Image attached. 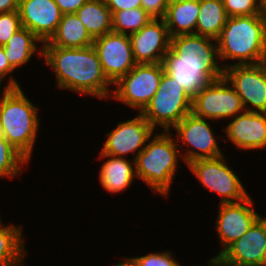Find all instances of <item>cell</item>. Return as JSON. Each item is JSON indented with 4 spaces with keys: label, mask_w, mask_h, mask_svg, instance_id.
<instances>
[{
    "label": "cell",
    "mask_w": 266,
    "mask_h": 266,
    "mask_svg": "<svg viewBox=\"0 0 266 266\" xmlns=\"http://www.w3.org/2000/svg\"><path fill=\"white\" fill-rule=\"evenodd\" d=\"M42 60L51 69L56 88L81 96L98 97L109 102L113 84L105 76L98 54L93 46L61 48L43 46Z\"/></svg>",
    "instance_id": "obj_1"
},
{
    "label": "cell",
    "mask_w": 266,
    "mask_h": 266,
    "mask_svg": "<svg viewBox=\"0 0 266 266\" xmlns=\"http://www.w3.org/2000/svg\"><path fill=\"white\" fill-rule=\"evenodd\" d=\"M216 43L224 69L266 62V19L263 14L228 17Z\"/></svg>",
    "instance_id": "obj_2"
},
{
    "label": "cell",
    "mask_w": 266,
    "mask_h": 266,
    "mask_svg": "<svg viewBox=\"0 0 266 266\" xmlns=\"http://www.w3.org/2000/svg\"><path fill=\"white\" fill-rule=\"evenodd\" d=\"M180 162L185 164L173 133L155 131L135 159L137 179L144 182L151 193L166 199L181 168Z\"/></svg>",
    "instance_id": "obj_3"
},
{
    "label": "cell",
    "mask_w": 266,
    "mask_h": 266,
    "mask_svg": "<svg viewBox=\"0 0 266 266\" xmlns=\"http://www.w3.org/2000/svg\"><path fill=\"white\" fill-rule=\"evenodd\" d=\"M23 87L7 88L0 95V134L29 162L40 130L39 107Z\"/></svg>",
    "instance_id": "obj_4"
},
{
    "label": "cell",
    "mask_w": 266,
    "mask_h": 266,
    "mask_svg": "<svg viewBox=\"0 0 266 266\" xmlns=\"http://www.w3.org/2000/svg\"><path fill=\"white\" fill-rule=\"evenodd\" d=\"M190 113H192V98L165 72L157 92L141 112L155 131L164 132H171Z\"/></svg>",
    "instance_id": "obj_5"
},
{
    "label": "cell",
    "mask_w": 266,
    "mask_h": 266,
    "mask_svg": "<svg viewBox=\"0 0 266 266\" xmlns=\"http://www.w3.org/2000/svg\"><path fill=\"white\" fill-rule=\"evenodd\" d=\"M225 154L207 159L192 161L186 165L188 171L196 177L204 191L218 195V203H238L250 196L241 177L228 164Z\"/></svg>",
    "instance_id": "obj_6"
},
{
    "label": "cell",
    "mask_w": 266,
    "mask_h": 266,
    "mask_svg": "<svg viewBox=\"0 0 266 266\" xmlns=\"http://www.w3.org/2000/svg\"><path fill=\"white\" fill-rule=\"evenodd\" d=\"M212 122L216 123L190 113L171 130L185 162L184 166L195 160L215 158L226 154L219 145L220 142L217 139L220 136H216L218 134L215 133Z\"/></svg>",
    "instance_id": "obj_7"
},
{
    "label": "cell",
    "mask_w": 266,
    "mask_h": 266,
    "mask_svg": "<svg viewBox=\"0 0 266 266\" xmlns=\"http://www.w3.org/2000/svg\"><path fill=\"white\" fill-rule=\"evenodd\" d=\"M164 72L163 63L136 64L113 84L110 99L141 113L157 92Z\"/></svg>",
    "instance_id": "obj_8"
},
{
    "label": "cell",
    "mask_w": 266,
    "mask_h": 266,
    "mask_svg": "<svg viewBox=\"0 0 266 266\" xmlns=\"http://www.w3.org/2000/svg\"><path fill=\"white\" fill-rule=\"evenodd\" d=\"M245 111L240 96L225 77L207 84L192 98V113L215 122L226 123Z\"/></svg>",
    "instance_id": "obj_9"
},
{
    "label": "cell",
    "mask_w": 266,
    "mask_h": 266,
    "mask_svg": "<svg viewBox=\"0 0 266 266\" xmlns=\"http://www.w3.org/2000/svg\"><path fill=\"white\" fill-rule=\"evenodd\" d=\"M249 196L244 201L238 203H218L215 231L220 248L217 254L205 261L211 265L232 243L242 237L252 224L262 215L256 211L255 200Z\"/></svg>",
    "instance_id": "obj_10"
},
{
    "label": "cell",
    "mask_w": 266,
    "mask_h": 266,
    "mask_svg": "<svg viewBox=\"0 0 266 266\" xmlns=\"http://www.w3.org/2000/svg\"><path fill=\"white\" fill-rule=\"evenodd\" d=\"M135 114L133 118L117 122V125L106 133L100 153L129 159L131 156L133 160L137 158L155 130L141 113Z\"/></svg>",
    "instance_id": "obj_11"
},
{
    "label": "cell",
    "mask_w": 266,
    "mask_h": 266,
    "mask_svg": "<svg viewBox=\"0 0 266 266\" xmlns=\"http://www.w3.org/2000/svg\"><path fill=\"white\" fill-rule=\"evenodd\" d=\"M211 265L266 266V215H261L248 231L232 243Z\"/></svg>",
    "instance_id": "obj_12"
},
{
    "label": "cell",
    "mask_w": 266,
    "mask_h": 266,
    "mask_svg": "<svg viewBox=\"0 0 266 266\" xmlns=\"http://www.w3.org/2000/svg\"><path fill=\"white\" fill-rule=\"evenodd\" d=\"M224 77L235 88L246 111L266 113V62L227 67Z\"/></svg>",
    "instance_id": "obj_13"
},
{
    "label": "cell",
    "mask_w": 266,
    "mask_h": 266,
    "mask_svg": "<svg viewBox=\"0 0 266 266\" xmlns=\"http://www.w3.org/2000/svg\"><path fill=\"white\" fill-rule=\"evenodd\" d=\"M93 47L98 54L105 76L112 84L137 64L129 35L110 32L94 39Z\"/></svg>",
    "instance_id": "obj_14"
},
{
    "label": "cell",
    "mask_w": 266,
    "mask_h": 266,
    "mask_svg": "<svg viewBox=\"0 0 266 266\" xmlns=\"http://www.w3.org/2000/svg\"><path fill=\"white\" fill-rule=\"evenodd\" d=\"M225 124L221 129L225 134L220 137L221 143L230 142L235 149L246 153L266 149V113L245 111Z\"/></svg>",
    "instance_id": "obj_15"
},
{
    "label": "cell",
    "mask_w": 266,
    "mask_h": 266,
    "mask_svg": "<svg viewBox=\"0 0 266 266\" xmlns=\"http://www.w3.org/2000/svg\"><path fill=\"white\" fill-rule=\"evenodd\" d=\"M162 63L222 65L216 40L198 34L172 37Z\"/></svg>",
    "instance_id": "obj_16"
},
{
    "label": "cell",
    "mask_w": 266,
    "mask_h": 266,
    "mask_svg": "<svg viewBox=\"0 0 266 266\" xmlns=\"http://www.w3.org/2000/svg\"><path fill=\"white\" fill-rule=\"evenodd\" d=\"M129 37L137 64L162 63L170 49L171 37L164 19L153 18Z\"/></svg>",
    "instance_id": "obj_17"
},
{
    "label": "cell",
    "mask_w": 266,
    "mask_h": 266,
    "mask_svg": "<svg viewBox=\"0 0 266 266\" xmlns=\"http://www.w3.org/2000/svg\"><path fill=\"white\" fill-rule=\"evenodd\" d=\"M18 12L22 27L43 44L54 35L63 16L54 0H19Z\"/></svg>",
    "instance_id": "obj_18"
},
{
    "label": "cell",
    "mask_w": 266,
    "mask_h": 266,
    "mask_svg": "<svg viewBox=\"0 0 266 266\" xmlns=\"http://www.w3.org/2000/svg\"><path fill=\"white\" fill-rule=\"evenodd\" d=\"M96 157L101 162L105 160L99 167L98 182L108 194L126 192L137 181L135 160L132 158L114 157L100 152Z\"/></svg>",
    "instance_id": "obj_19"
},
{
    "label": "cell",
    "mask_w": 266,
    "mask_h": 266,
    "mask_svg": "<svg viewBox=\"0 0 266 266\" xmlns=\"http://www.w3.org/2000/svg\"><path fill=\"white\" fill-rule=\"evenodd\" d=\"M165 73L177 81L193 98L202 88L212 81L224 77L222 65H190L163 63Z\"/></svg>",
    "instance_id": "obj_20"
},
{
    "label": "cell",
    "mask_w": 266,
    "mask_h": 266,
    "mask_svg": "<svg viewBox=\"0 0 266 266\" xmlns=\"http://www.w3.org/2000/svg\"><path fill=\"white\" fill-rule=\"evenodd\" d=\"M3 48L6 58L16 71L31 63L33 56L42 59L43 55V43L24 27L14 33Z\"/></svg>",
    "instance_id": "obj_21"
},
{
    "label": "cell",
    "mask_w": 266,
    "mask_h": 266,
    "mask_svg": "<svg viewBox=\"0 0 266 266\" xmlns=\"http://www.w3.org/2000/svg\"><path fill=\"white\" fill-rule=\"evenodd\" d=\"M23 226L13 222L0 226V266H27Z\"/></svg>",
    "instance_id": "obj_22"
},
{
    "label": "cell",
    "mask_w": 266,
    "mask_h": 266,
    "mask_svg": "<svg viewBox=\"0 0 266 266\" xmlns=\"http://www.w3.org/2000/svg\"><path fill=\"white\" fill-rule=\"evenodd\" d=\"M94 39L88 33L76 13L63 14L57 30L43 46L84 48L93 46Z\"/></svg>",
    "instance_id": "obj_23"
},
{
    "label": "cell",
    "mask_w": 266,
    "mask_h": 266,
    "mask_svg": "<svg viewBox=\"0 0 266 266\" xmlns=\"http://www.w3.org/2000/svg\"><path fill=\"white\" fill-rule=\"evenodd\" d=\"M200 0H183L167 6L163 18L170 37L183 34H196Z\"/></svg>",
    "instance_id": "obj_24"
},
{
    "label": "cell",
    "mask_w": 266,
    "mask_h": 266,
    "mask_svg": "<svg viewBox=\"0 0 266 266\" xmlns=\"http://www.w3.org/2000/svg\"><path fill=\"white\" fill-rule=\"evenodd\" d=\"M93 39L112 30V13L104 0H88L76 12Z\"/></svg>",
    "instance_id": "obj_25"
},
{
    "label": "cell",
    "mask_w": 266,
    "mask_h": 266,
    "mask_svg": "<svg viewBox=\"0 0 266 266\" xmlns=\"http://www.w3.org/2000/svg\"><path fill=\"white\" fill-rule=\"evenodd\" d=\"M227 18L222 0H200L196 34L216 40Z\"/></svg>",
    "instance_id": "obj_26"
},
{
    "label": "cell",
    "mask_w": 266,
    "mask_h": 266,
    "mask_svg": "<svg viewBox=\"0 0 266 266\" xmlns=\"http://www.w3.org/2000/svg\"><path fill=\"white\" fill-rule=\"evenodd\" d=\"M30 162L0 134V179L18 178ZM28 164V165H27ZM18 176V177H17Z\"/></svg>",
    "instance_id": "obj_27"
},
{
    "label": "cell",
    "mask_w": 266,
    "mask_h": 266,
    "mask_svg": "<svg viewBox=\"0 0 266 266\" xmlns=\"http://www.w3.org/2000/svg\"><path fill=\"white\" fill-rule=\"evenodd\" d=\"M152 19L142 7L116 11L112 14V30L115 33L130 35L138 32Z\"/></svg>",
    "instance_id": "obj_28"
},
{
    "label": "cell",
    "mask_w": 266,
    "mask_h": 266,
    "mask_svg": "<svg viewBox=\"0 0 266 266\" xmlns=\"http://www.w3.org/2000/svg\"><path fill=\"white\" fill-rule=\"evenodd\" d=\"M175 252L173 249L170 251L168 249L162 251H149L148 254L141 256H133L126 258L134 266H183L178 258L175 257Z\"/></svg>",
    "instance_id": "obj_29"
},
{
    "label": "cell",
    "mask_w": 266,
    "mask_h": 266,
    "mask_svg": "<svg viewBox=\"0 0 266 266\" xmlns=\"http://www.w3.org/2000/svg\"><path fill=\"white\" fill-rule=\"evenodd\" d=\"M228 17L262 14L263 0H222Z\"/></svg>",
    "instance_id": "obj_30"
},
{
    "label": "cell",
    "mask_w": 266,
    "mask_h": 266,
    "mask_svg": "<svg viewBox=\"0 0 266 266\" xmlns=\"http://www.w3.org/2000/svg\"><path fill=\"white\" fill-rule=\"evenodd\" d=\"M22 28L19 12L0 13V46L7 44L9 39Z\"/></svg>",
    "instance_id": "obj_31"
},
{
    "label": "cell",
    "mask_w": 266,
    "mask_h": 266,
    "mask_svg": "<svg viewBox=\"0 0 266 266\" xmlns=\"http://www.w3.org/2000/svg\"><path fill=\"white\" fill-rule=\"evenodd\" d=\"M15 69L11 66L6 58L4 48L0 46V81H2L8 88L21 87L19 81L14 77Z\"/></svg>",
    "instance_id": "obj_32"
},
{
    "label": "cell",
    "mask_w": 266,
    "mask_h": 266,
    "mask_svg": "<svg viewBox=\"0 0 266 266\" xmlns=\"http://www.w3.org/2000/svg\"><path fill=\"white\" fill-rule=\"evenodd\" d=\"M141 7L154 19H163L167 11L165 0H141Z\"/></svg>",
    "instance_id": "obj_33"
},
{
    "label": "cell",
    "mask_w": 266,
    "mask_h": 266,
    "mask_svg": "<svg viewBox=\"0 0 266 266\" xmlns=\"http://www.w3.org/2000/svg\"><path fill=\"white\" fill-rule=\"evenodd\" d=\"M113 14L116 11L141 7V0H104Z\"/></svg>",
    "instance_id": "obj_34"
},
{
    "label": "cell",
    "mask_w": 266,
    "mask_h": 266,
    "mask_svg": "<svg viewBox=\"0 0 266 266\" xmlns=\"http://www.w3.org/2000/svg\"><path fill=\"white\" fill-rule=\"evenodd\" d=\"M63 14L76 13L88 0H54Z\"/></svg>",
    "instance_id": "obj_35"
},
{
    "label": "cell",
    "mask_w": 266,
    "mask_h": 266,
    "mask_svg": "<svg viewBox=\"0 0 266 266\" xmlns=\"http://www.w3.org/2000/svg\"><path fill=\"white\" fill-rule=\"evenodd\" d=\"M19 0H0V13L18 10Z\"/></svg>",
    "instance_id": "obj_36"
},
{
    "label": "cell",
    "mask_w": 266,
    "mask_h": 266,
    "mask_svg": "<svg viewBox=\"0 0 266 266\" xmlns=\"http://www.w3.org/2000/svg\"><path fill=\"white\" fill-rule=\"evenodd\" d=\"M115 266H134L127 258L126 256H123L119 262L114 264Z\"/></svg>",
    "instance_id": "obj_37"
},
{
    "label": "cell",
    "mask_w": 266,
    "mask_h": 266,
    "mask_svg": "<svg viewBox=\"0 0 266 266\" xmlns=\"http://www.w3.org/2000/svg\"><path fill=\"white\" fill-rule=\"evenodd\" d=\"M262 14L264 18L266 19V0H263V3H262Z\"/></svg>",
    "instance_id": "obj_38"
},
{
    "label": "cell",
    "mask_w": 266,
    "mask_h": 266,
    "mask_svg": "<svg viewBox=\"0 0 266 266\" xmlns=\"http://www.w3.org/2000/svg\"><path fill=\"white\" fill-rule=\"evenodd\" d=\"M6 85H3V82L0 81V95L7 89Z\"/></svg>",
    "instance_id": "obj_39"
},
{
    "label": "cell",
    "mask_w": 266,
    "mask_h": 266,
    "mask_svg": "<svg viewBox=\"0 0 266 266\" xmlns=\"http://www.w3.org/2000/svg\"><path fill=\"white\" fill-rule=\"evenodd\" d=\"M181 1H183V0H165L167 6H169L170 4H173V3L181 2Z\"/></svg>",
    "instance_id": "obj_40"
},
{
    "label": "cell",
    "mask_w": 266,
    "mask_h": 266,
    "mask_svg": "<svg viewBox=\"0 0 266 266\" xmlns=\"http://www.w3.org/2000/svg\"><path fill=\"white\" fill-rule=\"evenodd\" d=\"M2 216H0V226H2L4 223L2 222Z\"/></svg>",
    "instance_id": "obj_41"
},
{
    "label": "cell",
    "mask_w": 266,
    "mask_h": 266,
    "mask_svg": "<svg viewBox=\"0 0 266 266\" xmlns=\"http://www.w3.org/2000/svg\"><path fill=\"white\" fill-rule=\"evenodd\" d=\"M195 266H202V265H199V263H198V264H196ZM203 266H212V265H207V264H205V265H203Z\"/></svg>",
    "instance_id": "obj_42"
}]
</instances>
